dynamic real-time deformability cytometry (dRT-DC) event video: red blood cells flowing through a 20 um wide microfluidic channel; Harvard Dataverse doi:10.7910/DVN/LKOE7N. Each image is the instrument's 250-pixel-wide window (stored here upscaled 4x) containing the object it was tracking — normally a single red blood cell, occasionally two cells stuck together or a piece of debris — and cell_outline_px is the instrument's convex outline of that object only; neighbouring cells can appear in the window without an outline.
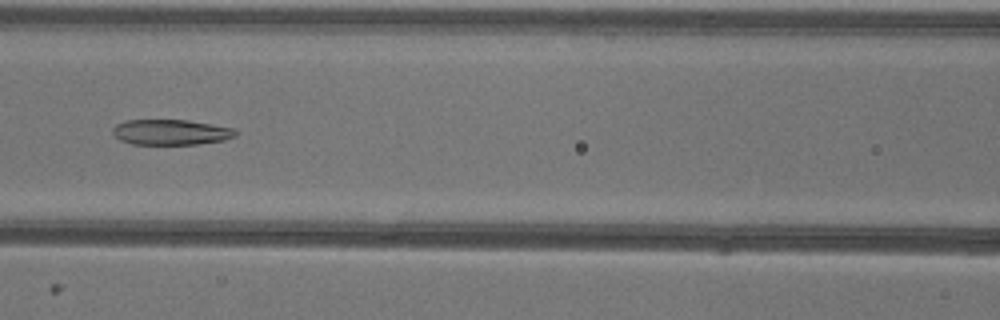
{"species": "common noctule bat (a hibernating species)", "species_latin": "Nyctalus noctula", "temperature_condition": "warm", "stored_images_in_passage": 50, "camera_frame_rate_fps": 3000, "um_per_image_px": 0.085, "animal": {"sex": "female"}, "frame": {"image": 1, "passage_image": 21, "time_ms": 6.667, "image_size_px": [1000, 320], "cell_outline_px": [[236, 136], [224, 140], [196, 144], [132, 144], [120, 140], [112, 136], [112, 128], [116, 124], [124, 120], [188, 120], [236, 128]], "centroid_in_image_um": [14.49, 11.23], "position_along_channel_um": 152.1, "area_um2": 18.38}}
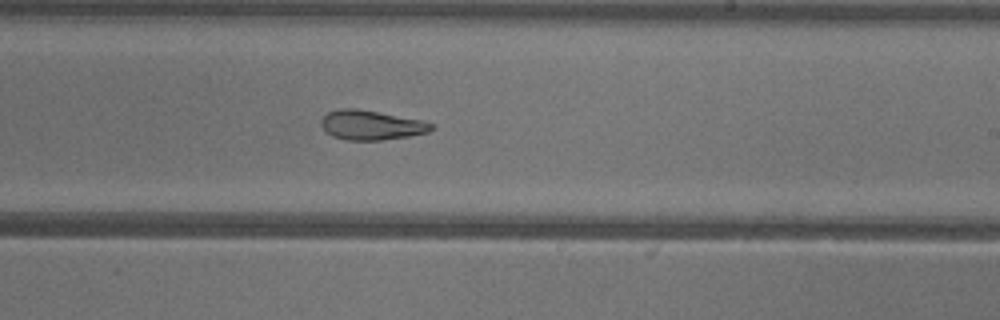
{"frame": {"image": 2, "passage_image": 29, "time_ms": 9.333, "image_size_px": [1000, 320], "cell_outline_px": [[436, 128], [428, 132], [408, 136], [380, 140], [348, 140], [332, 136], [324, 132], [320, 124], [320, 120], [328, 112], [340, 108], [356, 108], [420, 120], [432, 124]], "centroid_in_image_um": [31.5, 10.63], "position_along_channel_um": 257.5, "area_um2": 18.9}}
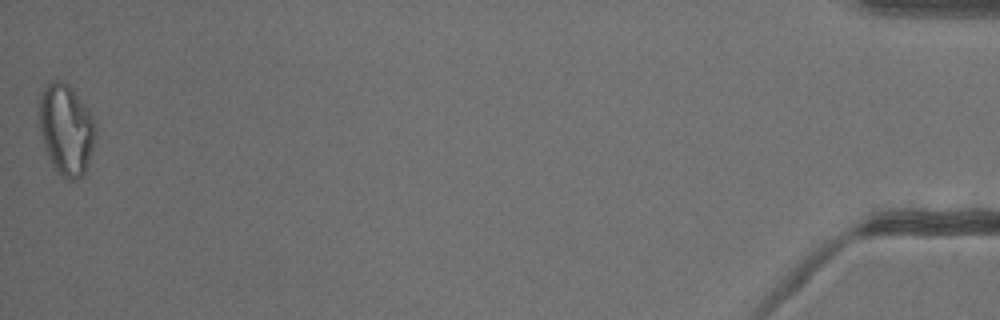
{"frame": {"image": 3, "passage_image": 50, "time_ms": 16.333, "image_size_px": [1000, 320], "cell_outline_px": [[96, 136], [88, 164], [84, 176], [80, 180], [68, 180], [60, 176], [52, 168], [44, 148], [40, 132], [40, 100], [44, 88], [52, 80], [60, 80], [68, 84], [72, 88], [88, 108], [96, 124]], "centroid_in_image_um": [5.64, 11.07], "position_along_channel_um": 429.6, "area_um2": 30.29}}